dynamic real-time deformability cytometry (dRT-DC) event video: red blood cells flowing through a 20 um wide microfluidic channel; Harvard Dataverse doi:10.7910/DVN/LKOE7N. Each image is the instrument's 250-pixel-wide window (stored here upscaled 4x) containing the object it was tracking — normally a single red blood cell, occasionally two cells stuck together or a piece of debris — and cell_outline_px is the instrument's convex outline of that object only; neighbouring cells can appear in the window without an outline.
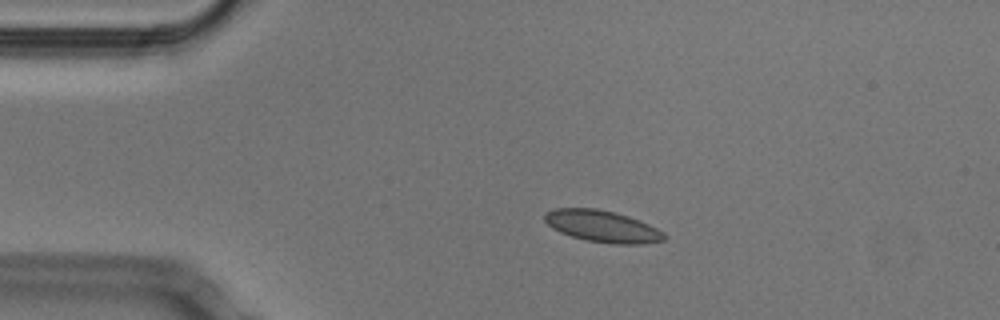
{"species": "Egyptian fruit bat (a non-hibernating species)", "species_latin": "Rousettus aegyptiacus", "temperature_condition": "cold", "stored_images_in_passage": 43, "camera_frame_rate_fps": 3000, "um_per_image_px": 0.085, "animal": {"sex": "male"}, "frame": {"image": 1, "passage_image": 1, "time_ms": 0.0, "image_size_px": [1000, 320], "cell_outline_px": [[668, 236], [664, 240], [644, 244], [612, 244], [588, 240], [572, 236], [560, 232], [552, 228], [544, 220], [544, 212], [556, 208], [596, 208], [628, 216], [648, 224], [664, 232]], "centroid_in_image_um": [51.2, 19.24], "position_along_channel_um": 33.8, "area_um2": 22.02}}
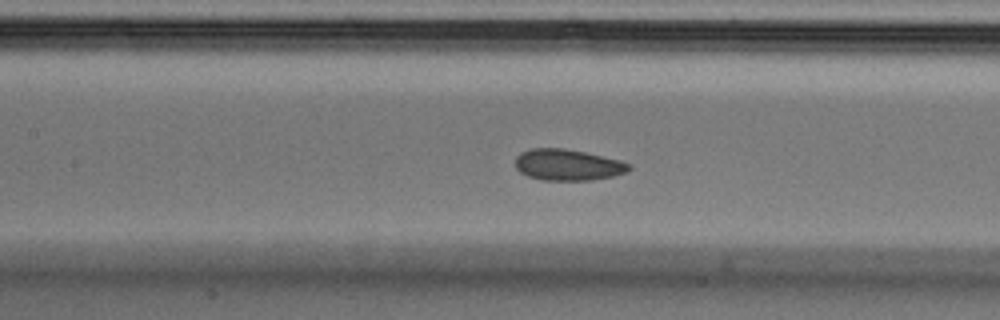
{"frame": {"image": 2, "passage_image": 14, "time_ms": 4.333, "image_size_px": [1000, 320], "cell_outline_px": [[632, 168], [628, 172], [612, 176], [592, 180], [544, 180], [528, 176], [520, 172], [516, 168], [516, 156], [520, 152], [532, 148], [564, 148], [584, 152], [620, 160], [632, 164]], "centroid_in_image_um": [48.28, 14.01], "position_along_channel_um": 159.1, "area_um2": 20.75}}
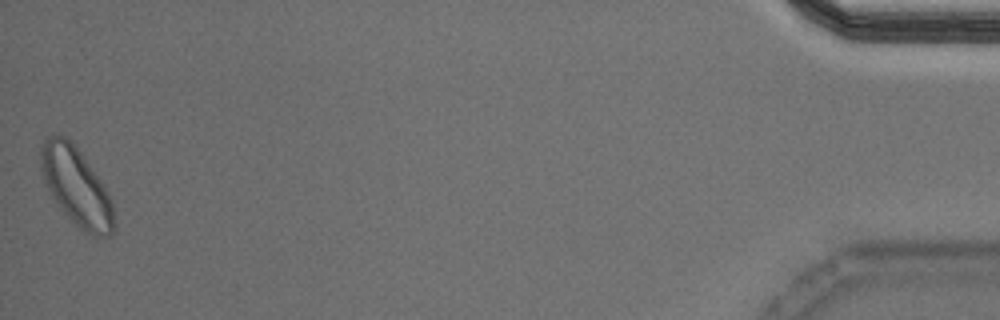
{"frame": {"image": 3, "passage_image": 43, "time_ms": 14.0, "image_size_px": [1000, 320], "cell_outline_px": [[116, 228], [112, 236], [92, 236], [84, 232], [56, 204], [44, 180], [40, 168], [40, 144], [44, 136], [68, 136], [72, 140], [100, 180], [112, 204], [116, 224]], "centroid_in_image_um": [6.47, 15.85], "position_along_channel_um": 428.7, "area_um2": 33.29}, "authors_computed_cell_mechanics": {"area_um2": 21.675, "velocity_mm_per_s": 3.7603, "shape_relaxation_time_tau1_ms": 4.8198, "shape_relaxation_time_tau2_ms": 3.0586, "deformation_change_tau1": 0.0816, "deformation_change_tau2": 0.0549}}